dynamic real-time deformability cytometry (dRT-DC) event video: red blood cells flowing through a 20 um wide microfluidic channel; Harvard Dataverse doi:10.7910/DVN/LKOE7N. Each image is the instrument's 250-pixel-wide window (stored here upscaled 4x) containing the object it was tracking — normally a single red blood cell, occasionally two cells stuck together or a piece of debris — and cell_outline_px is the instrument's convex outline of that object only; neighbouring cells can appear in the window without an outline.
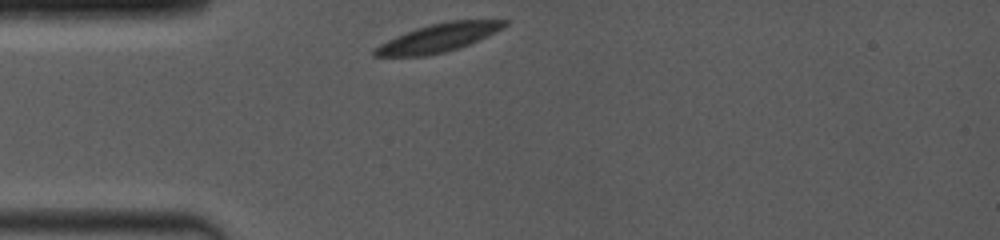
{"species": "common noctule bat (a hibernating species)", "species_latin": "Nyctalus noctula", "temperature_condition": "room temperature", "stored_images_in_passage": 9, "camera_frame_rate_fps": 4000, "um_per_image_px": 0.085, "animal": {"sex": "female", "body_mass_g": 19.0, "forearm_length_mm": 53.3}, "frame": {"image": 1, "passage_image": 1, "time_ms": 0.0, "image_size_px": [1000, 240], "cell_outline_px": [[508, 24], [504, 28], [488, 36], [460, 48], [444, 52], [424, 56], [372, 56], [372, 48], [396, 36], [416, 28], [448, 20], [508, 20]], "centroid_in_image_um": [37.27, 3.22], "position_along_channel_um": 47.7, "area_um2": 21.44}}